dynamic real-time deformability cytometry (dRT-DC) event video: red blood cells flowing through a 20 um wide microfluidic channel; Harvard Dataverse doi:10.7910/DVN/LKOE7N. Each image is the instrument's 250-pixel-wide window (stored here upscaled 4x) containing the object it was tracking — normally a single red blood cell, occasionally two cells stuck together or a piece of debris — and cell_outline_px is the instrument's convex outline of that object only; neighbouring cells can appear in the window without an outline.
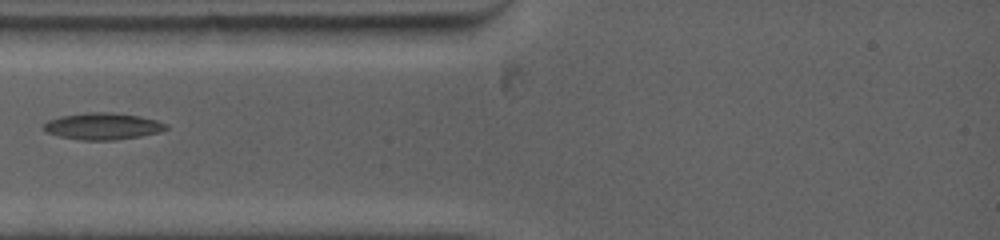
{"species": "common noctule bat (a hibernating species)", "species_latin": "Nyctalus noctula", "temperature_condition": "warm", "stored_images_in_passage": 5, "camera_frame_rate_fps": 5000, "um_per_image_px": 0.085, "animal": {"sex": "female", "body_mass_g": 19.0, "forearm_length_mm": 53.3}, "frame": {"image": 1, "passage_image": 1, "time_ms": 0.0, "image_size_px": [1000, 240], "cell_outline_px": [[168, 128], [160, 132], [140, 136], [116, 140], [80, 140], [60, 136], [44, 132], [44, 124], [48, 120], [60, 116], [84, 112], [112, 112], [140, 116], [156, 120], [168, 124]], "centroid_in_image_um": [8.73, 10.72], "position_along_channel_um": 76.3, "area_um2": 19.19}}